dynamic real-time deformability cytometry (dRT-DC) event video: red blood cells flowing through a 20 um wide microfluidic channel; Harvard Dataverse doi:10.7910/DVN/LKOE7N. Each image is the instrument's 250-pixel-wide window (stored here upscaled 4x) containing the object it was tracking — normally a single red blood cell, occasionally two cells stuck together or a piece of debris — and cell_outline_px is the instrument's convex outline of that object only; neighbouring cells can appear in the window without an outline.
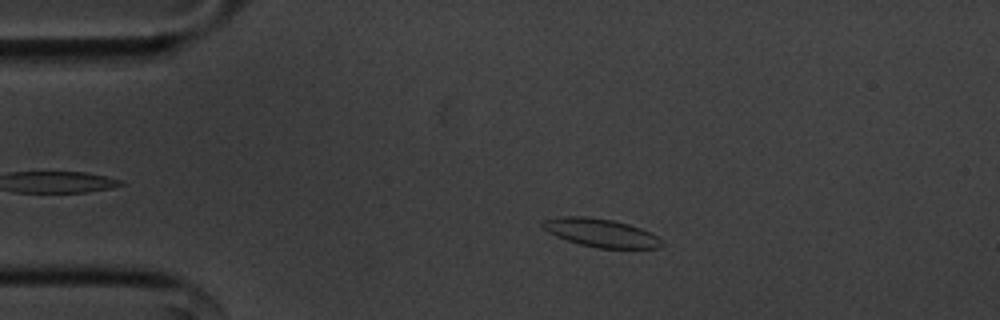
{"species": "common noctule bat (a hibernating species)", "species_latin": "Nyctalus noctula", "temperature_condition": "cold", "stored_images_in_passage": 43, "camera_frame_rate_fps": 3000, "um_per_image_px": 0.085, "animal": {"sex": "male", "body_mass_g": 20.1, "forearm_length_mm": 53.5}, "frame": {"image": 1, "passage_image": 11, "time_ms": 3.333, "image_size_px": [1000, 320], "cell_outline_px": [[664, 244], [656, 248], [600, 248], [580, 244], [556, 236], [548, 232], [540, 224], [540, 220], [564, 216], [584, 216], [612, 220], [628, 224], [652, 232], [664, 240]], "centroid_in_image_um": [51.09, 19.78], "position_along_channel_um": 33.9, "area_um2": 19.65}}
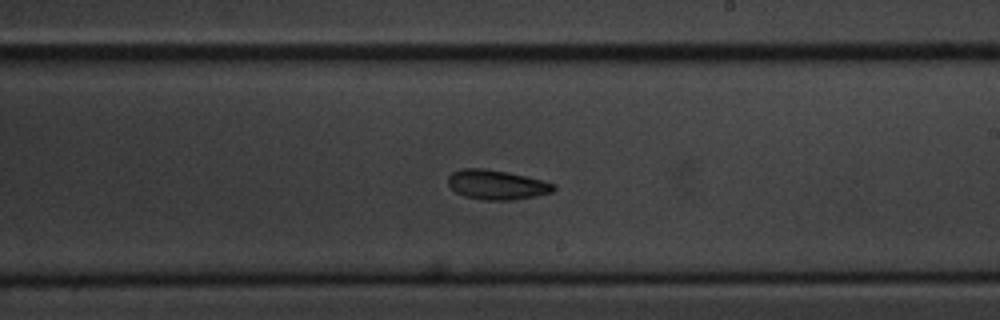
{"frame": {"image": 2, "passage_image": 32, "time_ms": 10.333, "image_size_px": [1000, 320], "cell_outline_px": [[556, 188], [552, 192], [536, 196], [512, 200], [484, 200], [464, 196], [456, 192], [448, 184], [448, 176], [452, 172], [460, 168], [484, 168], [508, 172], [556, 184]], "centroid_in_image_um": [42.2, 15.7], "position_along_channel_um": 246.8, "area_um2": 18.21}}
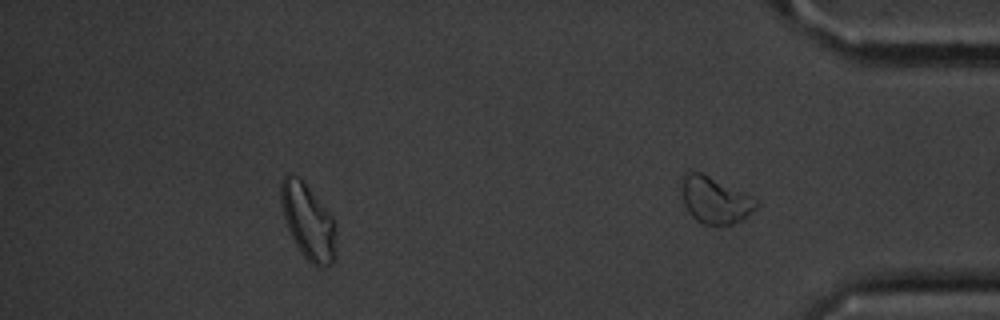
{"frame": {"image": 3, "passage_image": 43, "time_ms": 14.0, "image_size_px": [1000, 320], "cell_outline_px": [[760, 204], [756, 208], [740, 220], [732, 224], [704, 224], [696, 220], [692, 216], [684, 204], [680, 176], [688, 172], [700, 172], [752, 196], [760, 200]], "centroid_in_image_um": [60.77, 16.99], "position_along_channel_um": 374.4, "area_um2": 20.06}, "authors_computed_cell_mechanics": {"area_um2": 18.9584, "velocity_mm_per_s": 3.5912, "shape_relaxation_time_tau1_ms": null, "shape_relaxation_time_tau2_ms": 4.3522, "deformation_change_tau1": null, "deformation_change_tau2": 0.1084}}